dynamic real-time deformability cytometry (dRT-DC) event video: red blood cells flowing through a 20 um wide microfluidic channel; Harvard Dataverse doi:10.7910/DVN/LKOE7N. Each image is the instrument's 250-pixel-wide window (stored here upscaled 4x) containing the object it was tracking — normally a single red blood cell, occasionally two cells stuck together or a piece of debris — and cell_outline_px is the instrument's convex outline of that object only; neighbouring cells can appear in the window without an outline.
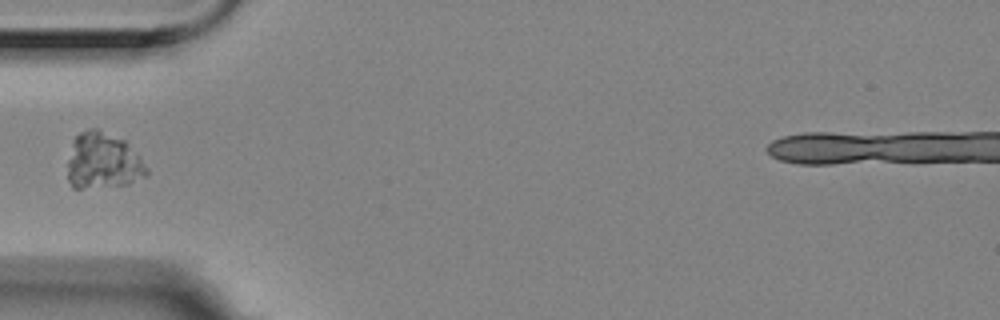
{"species": "Egyptian fruit bat (a non-hibernating species)", "species_latin": "Rousettus aegyptiacus", "temperature_condition": "room temperature", "stored_images_in_passage": 1, "camera_frame_rate_fps": 3000, "um_per_image_px": 0.085, "animal": {"sex": "female"}, "frame": {"image": 1, "passage_image": 1, "time_ms": 0.0, "image_size_px": [1000, 320], "cell_outline_px": [[148, 176], [128, 184], [80, 188], [72, 188], [68, 180], [68, 160], [72, 140], [80, 132], [88, 128], [100, 128], [124, 140], [140, 156], [148, 168]], "centroid_in_image_um": [8.76, 13.66], "position_along_channel_um": 76.2, "area_um2": 26.18}}